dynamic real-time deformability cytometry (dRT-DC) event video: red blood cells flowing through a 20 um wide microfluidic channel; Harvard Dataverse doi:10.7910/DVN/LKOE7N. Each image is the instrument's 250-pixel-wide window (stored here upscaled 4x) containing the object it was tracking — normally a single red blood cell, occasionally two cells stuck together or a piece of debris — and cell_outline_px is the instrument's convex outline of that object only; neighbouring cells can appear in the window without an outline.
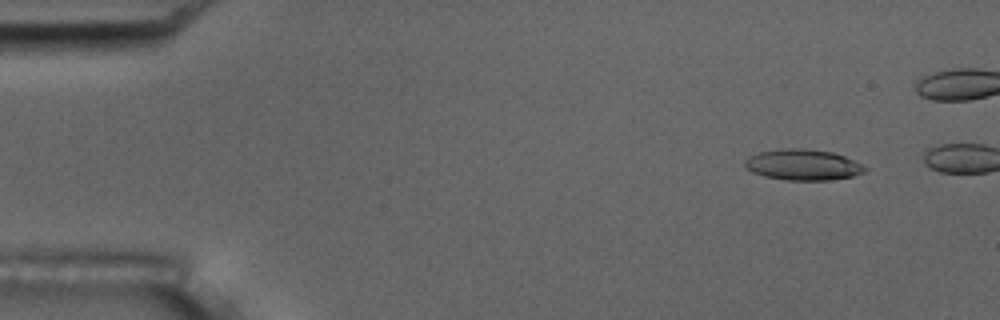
{"species": "common noctule bat (a hibernating species)", "species_latin": "Nyctalus noctula", "temperature_condition": "room temperature", "stored_images_in_passage": 14, "camera_frame_rate_fps": 3000, "um_per_image_px": 0.085, "animal": {"sex": "male", "body_mass_g": 17.5, "forearm_length_mm": 52.3}, "frame": {"image": 1, "passage_image": 5, "time_ms": 1.333, "image_size_px": [1000, 320], "cell_outline_px": [[868, 168], [864, 172], [852, 176], [828, 180], [788, 180], [764, 176], [752, 172], [744, 164], [744, 160], [748, 156], [760, 152], [788, 148], [800, 148], [832, 152], [844, 156]], "centroid_in_image_um": [68.23, 14.01], "position_along_channel_um": 16.8, "area_um2": 21.33}}